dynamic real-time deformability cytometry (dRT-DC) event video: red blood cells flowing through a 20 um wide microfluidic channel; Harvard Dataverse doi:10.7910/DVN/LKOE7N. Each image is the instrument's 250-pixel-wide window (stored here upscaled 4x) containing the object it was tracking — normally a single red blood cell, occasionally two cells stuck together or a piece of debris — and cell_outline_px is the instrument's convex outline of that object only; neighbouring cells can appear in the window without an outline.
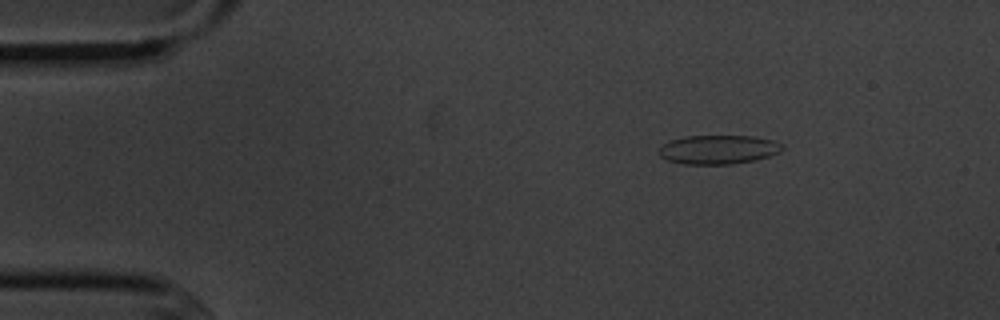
{"species": "common noctule bat (a hibernating species)", "species_latin": "Nyctalus noctula", "temperature_condition": "cold", "stored_images_in_passage": 4, "camera_frame_rate_fps": 3000, "um_per_image_px": 0.085, "animal": {"sex": "male", "body_mass_g": 20.1, "forearm_length_mm": 53.5}, "frame": {"image": 1, "passage_image": 1, "time_ms": 0.0, "image_size_px": [1000, 320], "cell_outline_px": [[784, 148], [780, 152], [756, 160], [732, 164], [684, 164], [668, 160], [660, 156], [660, 148], [668, 140], [684, 136], [752, 136], [772, 140], [784, 144]], "centroid_in_image_um": [61.08, 12.71], "position_along_channel_um": 23.9, "area_um2": 20.87}}